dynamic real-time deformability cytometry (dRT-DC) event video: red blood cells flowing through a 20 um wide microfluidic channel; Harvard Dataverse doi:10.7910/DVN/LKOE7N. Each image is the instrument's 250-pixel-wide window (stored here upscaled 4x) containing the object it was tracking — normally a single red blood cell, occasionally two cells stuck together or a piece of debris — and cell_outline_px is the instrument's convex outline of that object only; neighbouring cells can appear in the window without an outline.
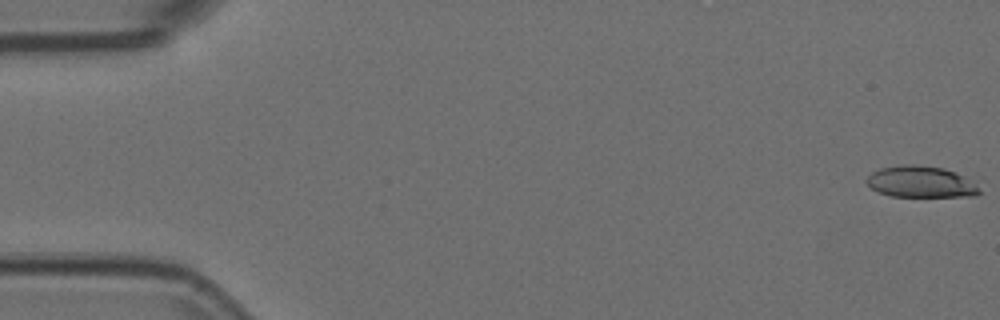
{"species": "Egyptian fruit bat (a non-hibernating species)", "species_latin": "Rousettus aegyptiacus", "temperature_condition": "room temperature", "stored_images_in_passage": 56, "camera_frame_rate_fps": 3000, "um_per_image_px": 0.085, "animal": {"sex": "female"}, "frame": {"image": 1, "passage_image": 1, "time_ms": 0.0, "image_size_px": [1000, 320], "cell_outline_px": [[980, 192], [976, 196], [892, 196], [876, 192], [864, 180], [872, 172], [880, 168], [904, 164], [912, 164], [944, 168], [960, 176], [972, 184]], "centroid_in_image_um": [78.14, 15.46], "position_along_channel_um": 6.9, "area_um2": 20.11}}
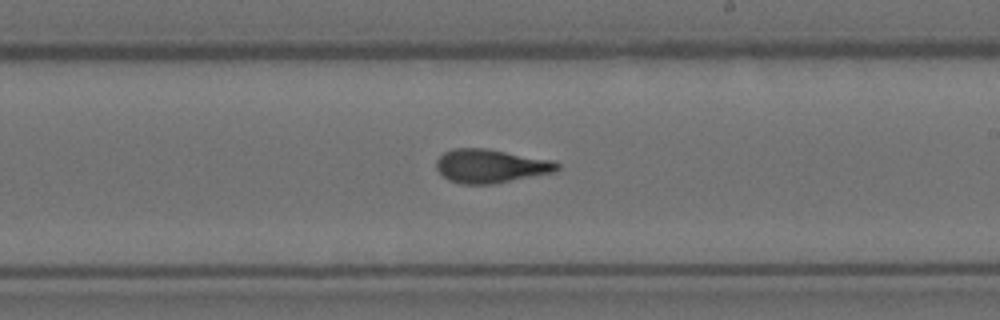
{"frame": {"image": 2, "passage_image": 32, "time_ms": 10.333, "image_size_px": [1000, 320], "cell_outline_px": [[560, 168], [556, 172], [496, 184], [460, 184], [448, 180], [436, 168], [436, 160], [444, 152], [452, 148], [484, 148], [552, 160], [560, 164]], "centroid_in_image_um": [41.72, 14.12], "position_along_channel_um": 247.3, "area_um2": 23.87}}
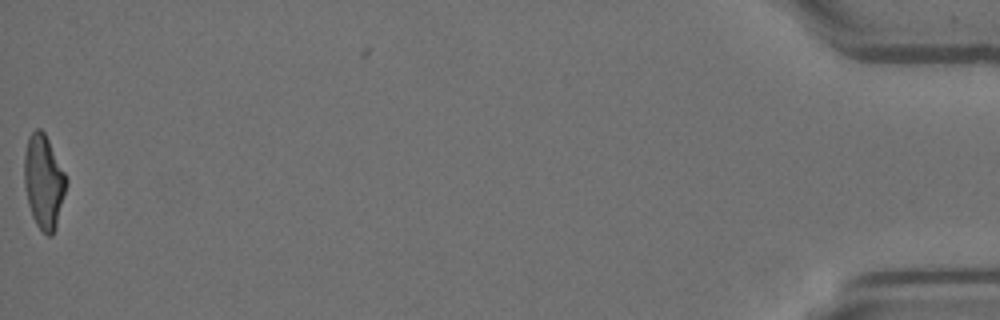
{"frame": {"image": 3, "passage_image": 55, "time_ms": 18.0, "image_size_px": [1000, 320], "cell_outline_px": [[68, 184], [56, 228], [52, 236], [48, 236], [36, 224], [32, 216], [28, 204], [24, 184], [24, 156], [28, 136], [36, 128], [40, 128], [44, 132], [68, 180]], "centroid_in_image_um": [3.72, 15.46], "position_along_channel_um": 431.5, "area_um2": 23.0}, "authors_computed_cell_mechanics": {"area_um2": 22.8888, "velocity_mm_per_s": 3.7382, "shape_relaxation_time_tau1_ms": 9.3106, "shape_relaxation_time_tau2_ms": 2.0552, "deformation_change_tau1": 0.2947, "deformation_change_tau2": 0.1113}}